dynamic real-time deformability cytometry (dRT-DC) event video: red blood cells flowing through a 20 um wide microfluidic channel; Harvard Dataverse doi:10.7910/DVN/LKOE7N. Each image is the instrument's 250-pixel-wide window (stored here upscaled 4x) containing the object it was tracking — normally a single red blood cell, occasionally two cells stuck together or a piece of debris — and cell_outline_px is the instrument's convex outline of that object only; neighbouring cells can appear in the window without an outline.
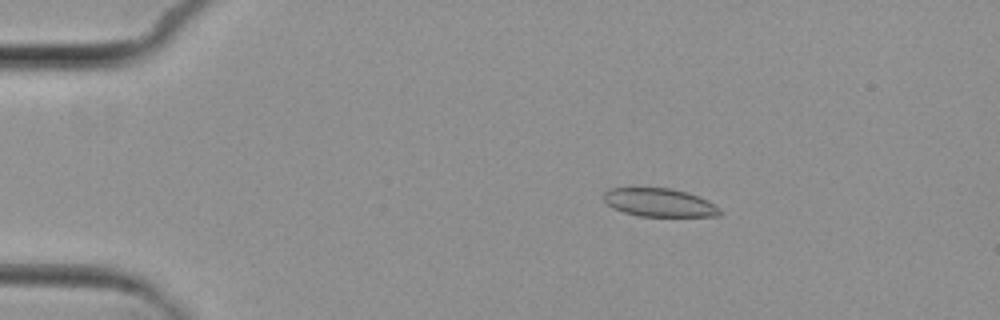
{"species": "common noctule bat (a hibernating species)", "species_latin": "Nyctalus noctula", "temperature_condition": "cold", "stored_images_in_passage": 7, "camera_frame_rate_fps": 3000, "um_per_image_px": 0.085, "animal": {"sex": "female", "body_mass_g": 29.2, "forearm_length_mm": 56.3}, "frame": {"image": 1, "passage_image": 3, "time_ms": 2.333, "image_size_px": [1000, 320], "cell_outline_px": [[724, 216], [640, 216], [624, 212], [612, 208], [604, 200], [604, 192], [608, 188], [672, 188], [688, 192], [708, 200], [724, 212]], "centroid_in_image_um": [56.08, 17.22], "position_along_channel_um": 28.9, "area_um2": 19.31}}
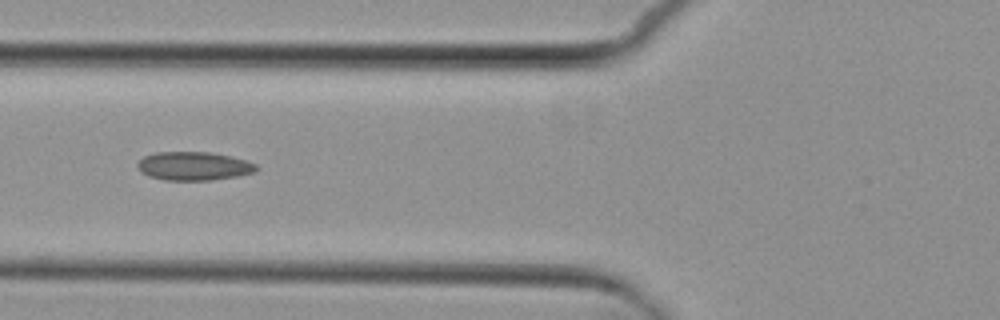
{"frame": {"image": 2, "passage_image": 6, "time_ms": 6.667, "image_size_px": [1000, 320], "cell_outline_px": [[260, 168], [256, 172], [236, 176], [212, 180], [164, 180], [148, 176], [140, 172], [136, 164], [144, 156], [156, 152], [212, 152], [232, 156], [256, 164]], "centroid_in_image_um": [16.48, 14.11], "position_along_channel_um": 109.3, "area_um2": 19.94}}
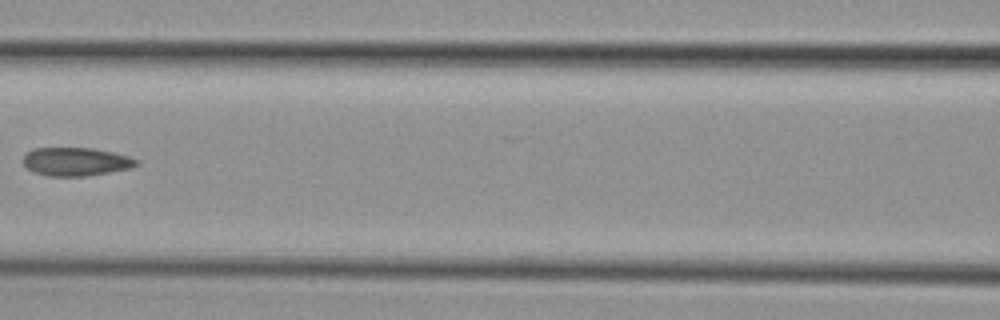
{"frame": {"image": 3, "passage_image": 7, "time_ms": 8.0, "image_size_px": [1000, 320], "cell_outline_px": [[140, 164], [132, 168], [88, 176], [48, 176], [32, 172], [20, 160], [24, 152], [32, 148], [96, 148], [128, 156], [140, 160]], "centroid_in_image_um": [6.43, 13.74], "position_along_channel_um": 160.2, "area_um2": 19.19}}